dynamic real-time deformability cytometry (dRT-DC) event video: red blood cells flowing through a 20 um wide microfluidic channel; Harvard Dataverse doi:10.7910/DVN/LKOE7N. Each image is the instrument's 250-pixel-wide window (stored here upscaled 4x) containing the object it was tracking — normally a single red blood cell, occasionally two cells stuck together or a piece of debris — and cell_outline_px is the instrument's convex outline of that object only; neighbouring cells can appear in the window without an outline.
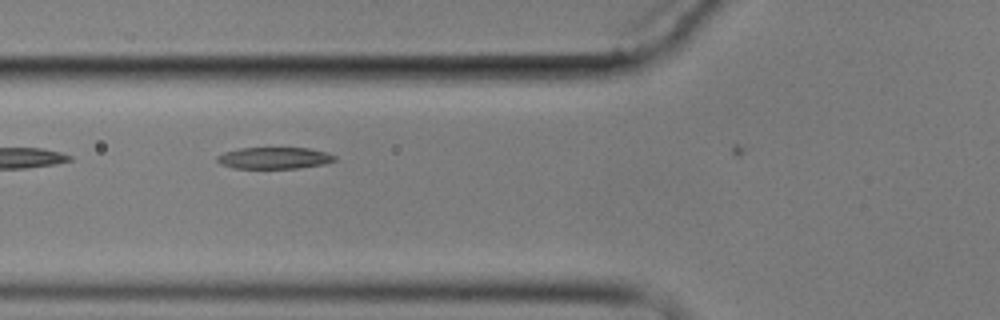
{"species": "common noctule bat (a hibernating species)", "species_latin": "Nyctalus noctula", "temperature_condition": "cold", "stored_images_in_passage": 6, "camera_frame_rate_fps": 3000, "um_per_image_px": 0.085, "animal": {"sex": "male", "body_mass_g": 17.9}, "frame": {"image": 1, "passage_image": 5, "time_ms": 5.0, "image_size_px": [1000, 320], "cell_outline_px": [[336, 160], [324, 164], [300, 168], [232, 168], [220, 164], [216, 160], [216, 156], [224, 152], [240, 148], [308, 148], [328, 152], [336, 156]], "centroid_in_image_um": [23.31, 13.43], "position_along_channel_um": 102.5, "area_um2": 14.91}}